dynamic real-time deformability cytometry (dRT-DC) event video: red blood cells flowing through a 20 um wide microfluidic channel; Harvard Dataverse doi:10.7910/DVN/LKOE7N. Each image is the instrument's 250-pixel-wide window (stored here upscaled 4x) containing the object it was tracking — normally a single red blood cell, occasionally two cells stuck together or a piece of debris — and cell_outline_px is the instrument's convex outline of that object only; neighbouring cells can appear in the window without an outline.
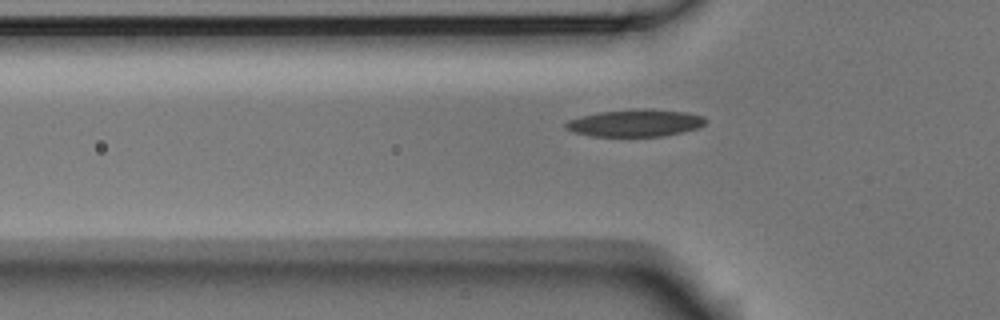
{"species": "Egyptian fruit bat (a non-hibernating species)", "species_latin": "Rousettus aegyptiacus", "temperature_condition": "room temperature", "stored_images_in_passage": 9, "camera_frame_rate_fps": 3000, "um_per_image_px": 0.085, "animal": {"sex": "male"}, "frame": {"image": 1, "passage_image": 7, "time_ms": 2.0, "image_size_px": [1000, 320], "cell_outline_px": [[708, 120], [704, 124], [696, 128], [664, 136], [592, 136], [572, 132], [564, 128], [564, 124], [568, 120], [580, 116], [600, 112], [636, 108], [652, 108], [688, 112], [704, 116]], "centroid_in_image_um": [53.99, 10.44], "position_along_channel_um": 71.8, "area_um2": 22.43}}